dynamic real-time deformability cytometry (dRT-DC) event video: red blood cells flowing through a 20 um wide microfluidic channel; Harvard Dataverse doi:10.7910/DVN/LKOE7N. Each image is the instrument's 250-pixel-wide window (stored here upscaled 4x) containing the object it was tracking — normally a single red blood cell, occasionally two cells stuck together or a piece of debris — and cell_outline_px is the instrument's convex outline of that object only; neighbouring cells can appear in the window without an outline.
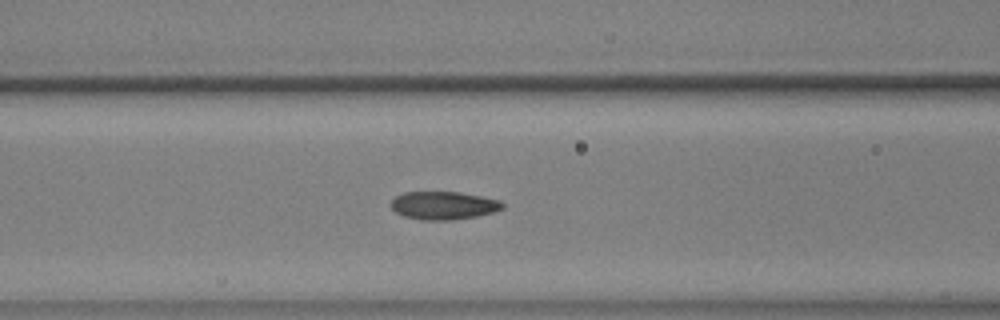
{"species": "common noctule bat (a hibernating species)", "species_latin": "Nyctalus noctula", "temperature_condition": "warm", "stored_images_in_passage": 56, "camera_frame_rate_fps": 3000, "um_per_image_px": 0.085, "animal": {"sex": "male", "body_mass_g": 17.9, "forearm_length_mm": 54.2}, "frame": {"image": 1, "passage_image": 24, "time_ms": 7.667, "image_size_px": [1000, 320], "cell_outline_px": [[504, 208], [492, 212], [476, 216], [452, 220], [420, 220], [404, 216], [396, 212], [392, 208], [392, 200], [396, 196], [404, 192], [460, 192], [500, 200], [504, 204]], "centroid_in_image_um": [37.7, 17.46], "position_along_channel_um": 128.9, "area_um2": 18.15}}
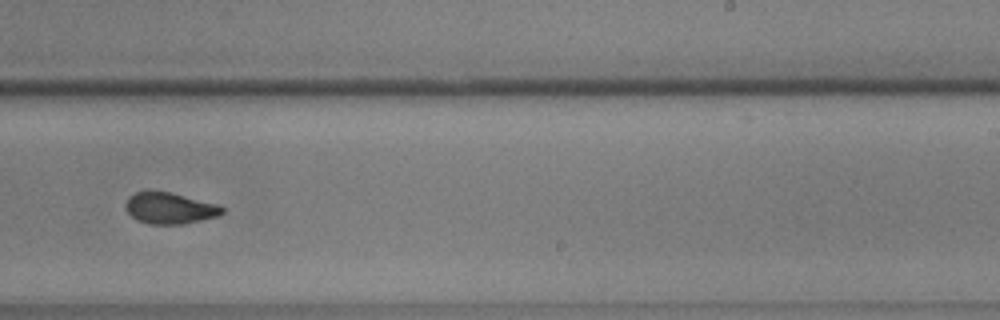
{"frame": {"image": 2, "passage_image": 36, "time_ms": 11.667, "image_size_px": [1000, 320], "cell_outline_px": [[224, 212], [216, 216], [184, 224], [148, 224], [136, 220], [124, 208], [124, 204], [128, 196], [136, 192], [172, 192], [220, 204], [224, 208]], "centroid_in_image_um": [14.42, 17.69], "position_along_channel_um": 274.6, "area_um2": 17.74}}
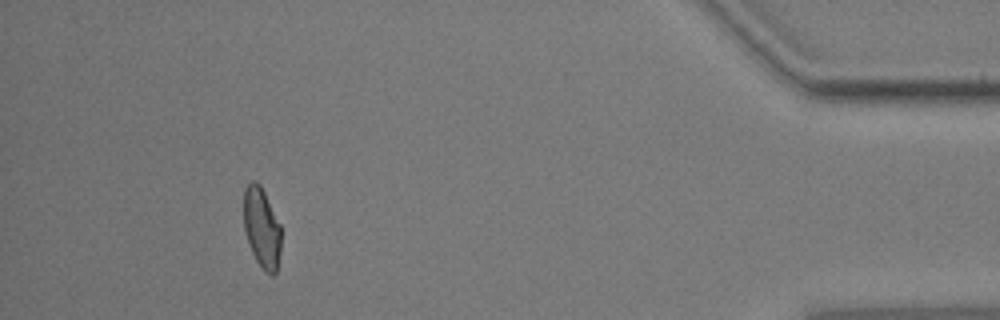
{"frame": {"image": 3, "passage_image": 52, "time_ms": 17.0, "image_size_px": [1000, 320], "cell_outline_px": [[280, 252], [276, 272], [272, 276], [264, 272], [256, 260], [252, 252], [244, 228], [244, 188], [252, 180], [256, 180], [260, 184], [280, 224]], "centroid_in_image_um": [22.24, 19.36], "position_along_channel_um": 413.0, "area_um2": 17.4}, "authors_computed_cell_mechanics": {"area_um2": 17.9758, "velocity_mm_per_s": 3.6511, "shape_relaxation_time_tau1_ms": 4.4521, "shape_relaxation_time_tau2_ms": 1.4154, "deformation_change_tau1": 0.1632, "deformation_change_tau2": 0.0774}}